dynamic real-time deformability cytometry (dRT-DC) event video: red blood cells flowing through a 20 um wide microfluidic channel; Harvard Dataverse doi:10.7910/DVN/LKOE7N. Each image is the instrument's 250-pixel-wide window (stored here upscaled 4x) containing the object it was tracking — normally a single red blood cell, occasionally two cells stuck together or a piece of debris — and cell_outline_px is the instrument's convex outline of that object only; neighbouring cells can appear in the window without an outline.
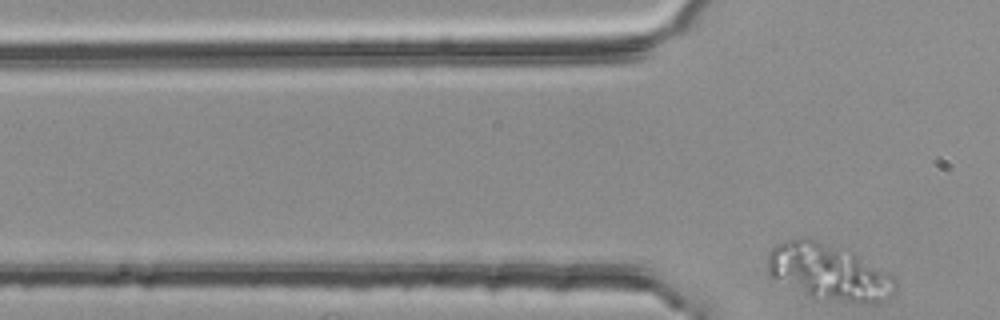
{"species": "common noctule bat (a hibernating species)", "species_latin": "Nyctalus noctula", "temperature_condition": "room temperature", "stored_images_in_passage": 5, "camera_frame_rate_fps": 3000, "um_per_image_px": 0.085, "animal": {"sex": "female", "body_mass_g": 25.1}, "frame": {"image": 1, "passage_image": 5, "time_ms": 1.333, "image_size_px": [1000, 320], "cell_outline_px": [[896, 292], [880, 304], [808, 296], [772, 276], [768, 272], [768, 252], [776, 244], [800, 236], [808, 236], [852, 252], [896, 276]], "centroid_in_image_um": [70.49, 23.09], "position_along_channel_um": 55.3, "area_um2": 41.73}}